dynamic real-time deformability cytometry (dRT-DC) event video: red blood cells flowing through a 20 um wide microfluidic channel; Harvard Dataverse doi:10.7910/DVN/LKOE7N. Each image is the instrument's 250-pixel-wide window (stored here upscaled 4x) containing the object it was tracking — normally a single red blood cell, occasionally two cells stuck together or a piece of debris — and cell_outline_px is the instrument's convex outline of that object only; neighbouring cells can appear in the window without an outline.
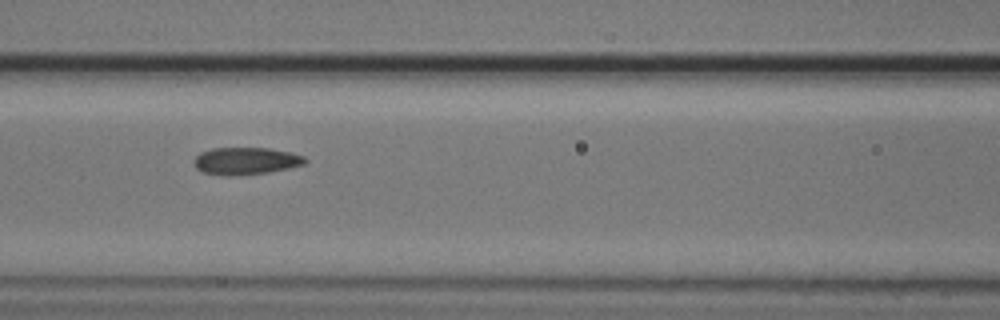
{"species": "common noctule bat (a hibernating species)", "species_latin": "Nyctalus noctula", "temperature_condition": "cold", "stored_images_in_passage": 7, "camera_frame_rate_fps": 3000, "um_per_image_px": 0.085, "animal": {"sex": "male", "body_mass_g": 20.5, "forearm_length_mm": 52.5}, "frame": {"image": 1, "passage_image": 3, "time_ms": 0.667, "image_size_px": [1000, 320], "cell_outline_px": [[308, 160], [304, 164], [288, 168], [268, 172], [236, 176], [224, 176], [204, 172], [196, 168], [192, 160], [200, 152], [212, 148], [268, 148], [292, 152], [304, 156]], "centroid_in_image_um": [20.88, 13.68], "position_along_channel_um": 145.7, "area_um2": 17.8}}
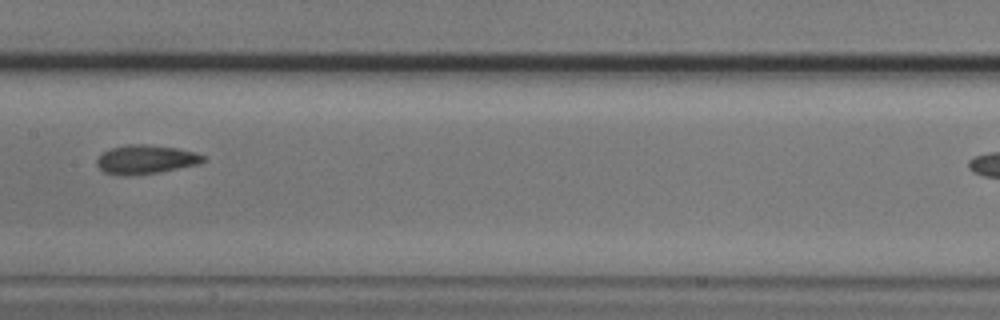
{"frame": {"image": 2, "passage_image": 4, "time_ms": 1.0, "image_size_px": [1000, 320], "cell_outline_px": [[208, 160], [200, 164], [160, 172], [128, 176], [120, 176], [104, 172], [96, 164], [96, 160], [104, 152], [112, 148], [128, 144], [144, 144], [176, 148], [196, 152], [204, 156]], "centroid_in_image_um": [12.42, 13.57], "position_along_channel_um": 195.0, "area_um2": 18.03}}
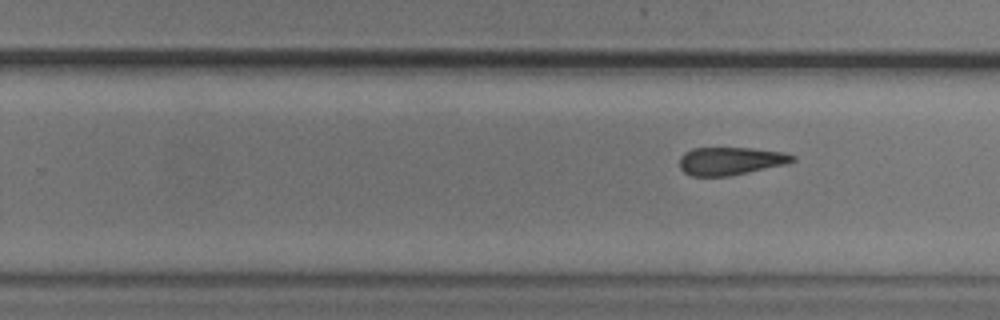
{"frame": {"image": 3, "passage_image": 7, "time_ms": 2.0, "image_size_px": [1000, 320], "cell_outline_px": [[796, 160], [788, 164], [728, 176], [692, 176], [684, 172], [680, 168], [680, 156], [684, 152], [692, 148], [752, 148], [784, 152], [796, 156]], "centroid_in_image_um": [62.11, 13.68], "position_along_channel_um": 267.7, "area_um2": 18.5}}